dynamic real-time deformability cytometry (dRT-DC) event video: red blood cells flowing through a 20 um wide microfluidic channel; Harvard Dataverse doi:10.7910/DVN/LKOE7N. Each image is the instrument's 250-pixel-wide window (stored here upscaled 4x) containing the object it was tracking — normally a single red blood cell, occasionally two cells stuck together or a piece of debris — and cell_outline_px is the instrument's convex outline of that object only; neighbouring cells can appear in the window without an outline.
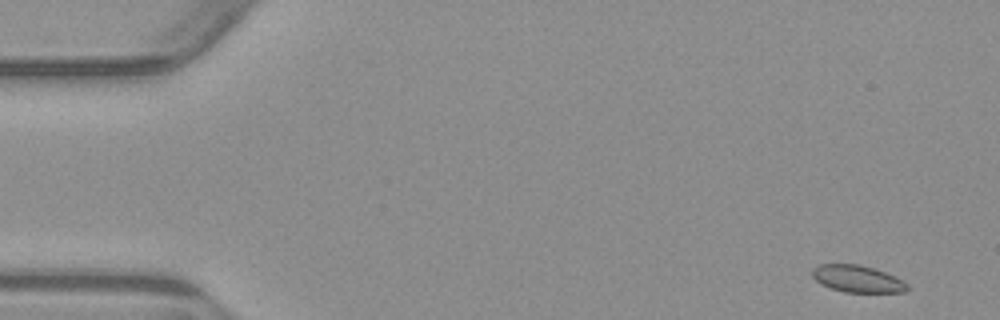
{"species": "common noctule bat (a hibernating species)", "species_latin": "Nyctalus noctula", "temperature_condition": "warm", "stored_images_in_passage": 5, "segment_of_instrument_passage": [2, 2], "camera_frame_rate_fps": 3000, "um_per_image_px": 0.085, "animal": {"sex": "male", "body_mass_g": 23.1, "forearm_length_mm": 52.7}, "frame": {"image": 1, "passage_image": 5, "time_ms": 5.0, "image_size_px": [1000, 320], "cell_outline_px": [[908, 288], [904, 292], [844, 292], [820, 284], [812, 276], [812, 268], [820, 264], [860, 264], [876, 268], [908, 284]], "centroid_in_image_um": [72.84, 23.69], "position_along_channel_um": 12.2, "area_um2": 14.85}}